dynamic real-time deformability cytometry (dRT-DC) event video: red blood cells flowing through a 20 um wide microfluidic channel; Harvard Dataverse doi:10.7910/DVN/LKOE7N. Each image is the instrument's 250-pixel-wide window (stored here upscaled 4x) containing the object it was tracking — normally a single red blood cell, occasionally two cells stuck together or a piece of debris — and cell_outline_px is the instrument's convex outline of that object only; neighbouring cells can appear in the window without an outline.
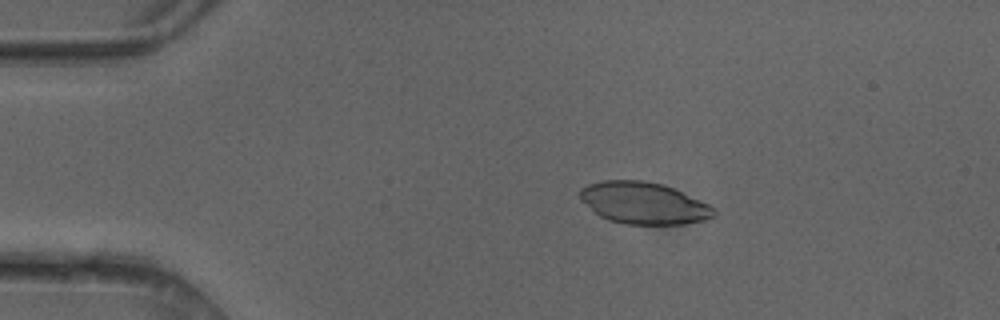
{"species": "common noctule bat (a hibernating species)", "species_latin": "Nyctalus noctula", "temperature_condition": "cold", "stored_images_in_passage": 49, "camera_frame_rate_fps": 3000, "um_per_image_px": 0.085, "animal": {"sex": "female"}, "frame": {"image": 1, "passage_image": 9, "time_ms": 2.667, "image_size_px": [1000, 320], "cell_outline_px": [[716, 216], [704, 220], [680, 224], [624, 224], [608, 220], [600, 216], [580, 200], [580, 188], [588, 184], [604, 180], [644, 180], [660, 184], [672, 188], [708, 204], [716, 208]], "centroid_in_image_um": [54.69, 17.26], "position_along_channel_um": 30.3, "area_um2": 32.48}}
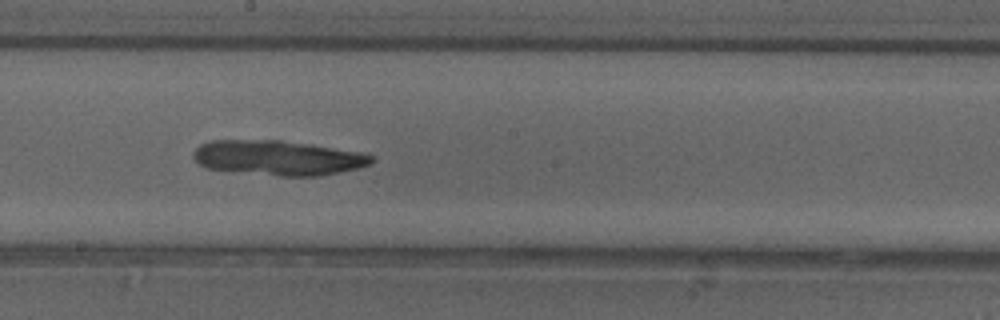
{"frame": {"image": 2, "passage_image": 27, "time_ms": 8.667, "image_size_px": [1000, 320], "cell_outline_px": [[376, 160], [372, 164], [356, 168], [320, 176], [280, 176], [208, 168], [196, 164], [192, 156], [192, 152], [200, 144], [208, 140], [280, 140], [312, 144], [364, 152], [376, 156]], "centroid_in_image_um": [23.66, 13.4], "position_along_channel_um": 224.5, "area_um2": 36.59}}
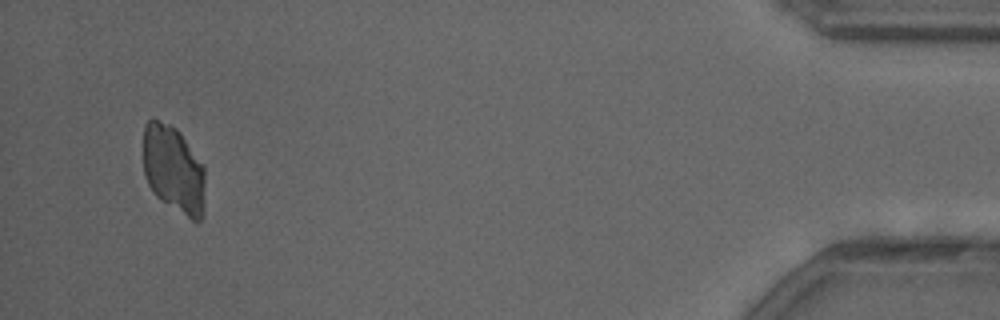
{"frame": {"image": 3, "passage_image": 47, "time_ms": 15.333, "image_size_px": [1000, 320], "cell_outline_px": [[204, 184], [200, 220], [192, 220], [160, 200], [156, 196], [148, 184], [144, 176], [144, 124], [152, 116], [176, 128], [180, 132], [204, 164]], "centroid_in_image_um": [14.72, 14.33], "position_along_channel_um": 420.5, "area_um2": 31.5}}